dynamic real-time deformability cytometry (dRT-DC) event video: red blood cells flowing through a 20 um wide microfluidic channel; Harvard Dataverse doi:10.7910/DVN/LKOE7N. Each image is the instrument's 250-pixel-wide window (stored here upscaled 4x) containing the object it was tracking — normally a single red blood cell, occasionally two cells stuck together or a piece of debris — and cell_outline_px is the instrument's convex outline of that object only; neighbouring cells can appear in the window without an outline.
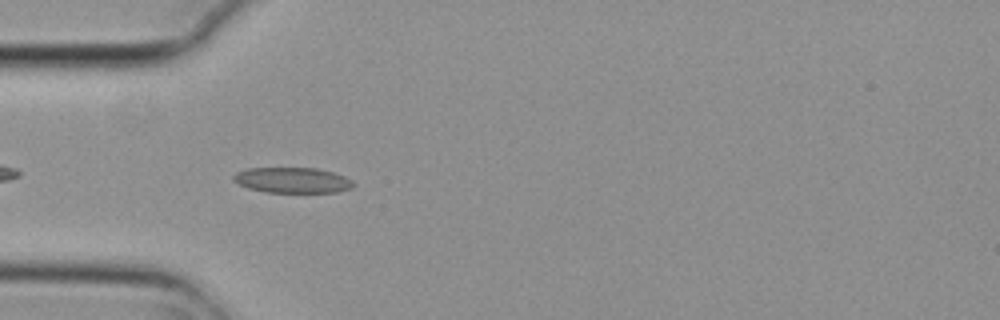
{"species": "common noctule bat (a hibernating species)", "species_latin": "Nyctalus noctula", "temperature_condition": "cold", "stored_images_in_passage": 4, "camera_frame_rate_fps": 3000, "um_per_image_px": 0.085, "animal": {"sex": "female", "body_mass_g": 29.2, "forearm_length_mm": 56.3}, "frame": {"image": 1, "passage_image": 3, "time_ms": 0.667, "image_size_px": [1000, 320], "cell_outline_px": [[356, 184], [352, 188], [336, 192], [264, 192], [248, 188], [232, 180], [232, 176], [236, 172], [248, 168], [316, 168], [332, 172], [344, 176], [352, 180]], "centroid_in_image_um": [24.85, 15.31], "position_along_channel_um": 60.1, "area_um2": 17.86}}
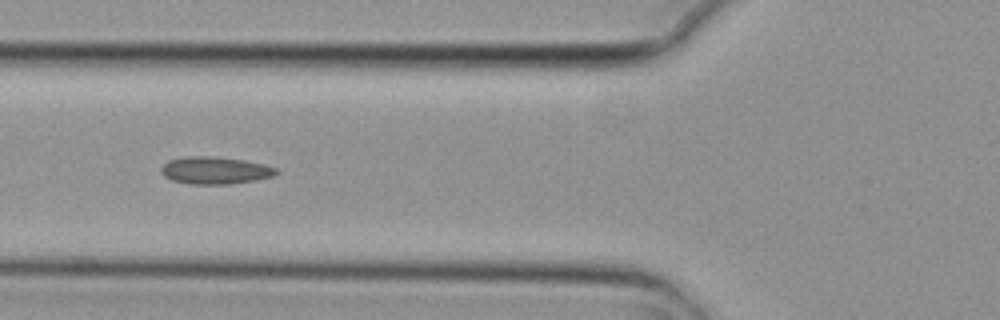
{"frame": {"image": 2, "passage_image": 4, "time_ms": 1.0, "image_size_px": [1000, 320], "cell_outline_px": [[280, 172], [272, 176], [256, 180], [228, 184], [188, 184], [172, 180], [164, 176], [160, 172], [160, 168], [168, 160], [184, 156], [216, 156], [244, 160], [264, 164], [276, 168]], "centroid_in_image_um": [18.26, 14.47], "position_along_channel_um": 107.5, "area_um2": 18.5}}